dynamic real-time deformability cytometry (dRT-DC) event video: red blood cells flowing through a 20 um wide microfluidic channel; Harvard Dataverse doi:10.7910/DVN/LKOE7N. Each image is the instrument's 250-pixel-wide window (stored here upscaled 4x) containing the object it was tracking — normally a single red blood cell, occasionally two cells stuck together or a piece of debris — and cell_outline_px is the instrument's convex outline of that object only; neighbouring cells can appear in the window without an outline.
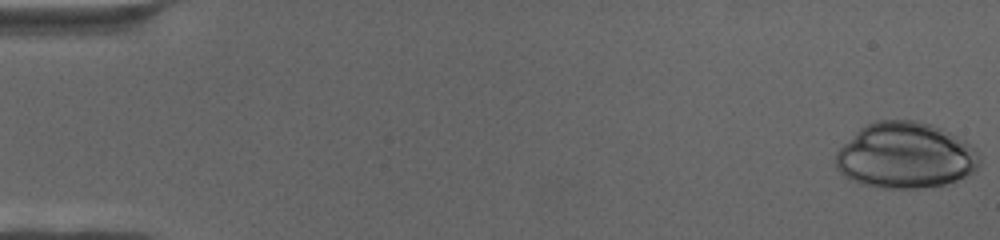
{"species": "human", "species_latin": "Homo sapiens", "temperature_condition": "cold", "stored_images_in_passage": 67, "camera_frame_rate_fps": 3000, "um_per_image_px": 0.085, "donor": {"sex": "female"}, "frame": {"image": 1, "passage_image": 1, "time_ms": 0.0, "image_size_px": [1000, 240], "cell_outline_px": [[980, 160], [976, 172], [956, 180], [944, 184], [924, 188], [880, 188], [860, 184], [844, 176], [836, 168], [836, 152], [860, 128], [876, 120], [912, 120], [928, 124], [940, 128], [964, 140], [976, 148]], "centroid_in_image_um": [76.96, 13.24], "position_along_channel_um": 8.0, "area_um2": 55.26}}
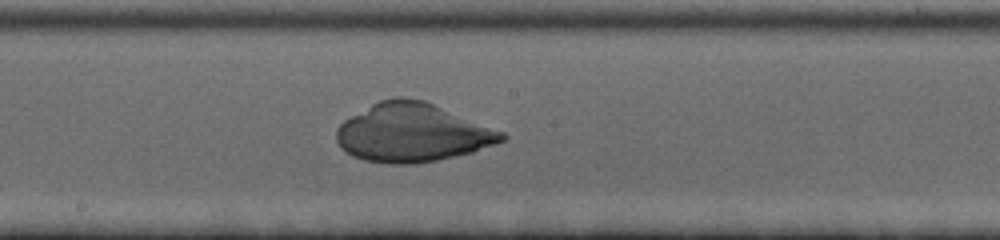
{"frame": {"image": 2, "passage_image": 37, "time_ms": 12.0, "image_size_px": [1000, 240], "cell_outline_px": [[508, 136], [504, 140], [496, 144], [472, 152], [436, 160], [416, 164], [388, 164], [364, 160], [352, 156], [340, 148], [336, 140], [336, 128], [344, 120], [372, 104], [380, 100], [396, 96], [404, 96], [424, 100], [504, 132]], "centroid_in_image_um": [35.03, 11.28], "position_along_channel_um": 213.2, "area_um2": 56.47}}
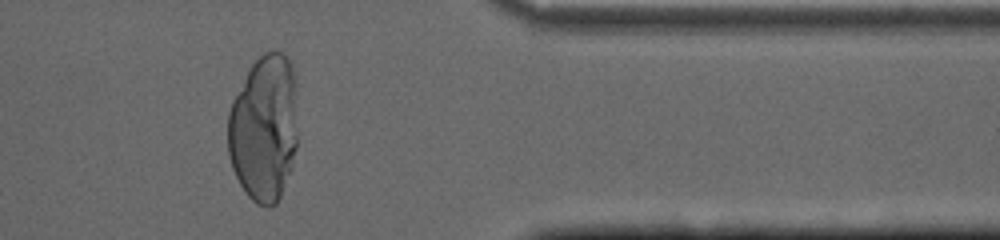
{"frame": {"image": 3, "passage_image": 56, "time_ms": 18.333, "image_size_px": [1000, 240], "cell_outline_px": [[296, 148], [292, 168], [280, 196], [276, 204], [268, 208], [256, 204], [244, 192], [232, 168], [228, 156], [228, 112], [232, 100], [252, 64], [264, 52], [272, 48], [288, 56], [292, 64], [296, 136]], "centroid_in_image_um": [22.42, 10.92], "position_along_channel_um": 389.0, "area_um2": 59.88}}